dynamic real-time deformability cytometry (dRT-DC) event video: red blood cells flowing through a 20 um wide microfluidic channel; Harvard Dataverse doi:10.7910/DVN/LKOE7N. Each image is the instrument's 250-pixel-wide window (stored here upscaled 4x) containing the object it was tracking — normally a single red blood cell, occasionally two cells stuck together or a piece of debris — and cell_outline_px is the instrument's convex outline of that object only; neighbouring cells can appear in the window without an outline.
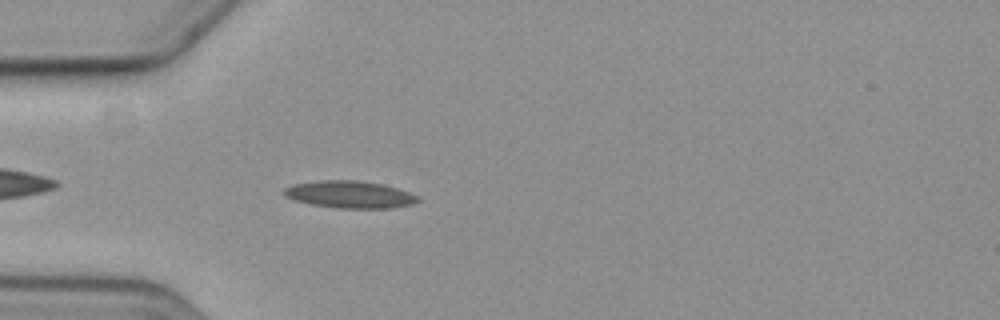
{"species": "common noctule bat (a hibernating species)", "species_latin": "Nyctalus noctula", "temperature_condition": "cold", "stored_images_in_passage": 1, "camera_frame_rate_fps": 3000, "um_per_image_px": 0.085, "animal": {"sex": "female", "body_mass_g": 19.3, "forearm_length_mm": 54.1}, "frame": {"image": 1, "passage_image": 1, "time_ms": 0.0, "image_size_px": [1000, 320], "cell_outline_px": [[420, 200], [412, 204], [392, 208], [336, 208], [312, 204], [296, 200], [284, 196], [284, 188], [292, 184], [320, 180], [356, 180], [380, 184], [396, 188], [408, 192], [416, 196]], "centroid_in_image_um": [29.7, 16.53], "position_along_channel_um": 55.3, "area_um2": 20.98}}